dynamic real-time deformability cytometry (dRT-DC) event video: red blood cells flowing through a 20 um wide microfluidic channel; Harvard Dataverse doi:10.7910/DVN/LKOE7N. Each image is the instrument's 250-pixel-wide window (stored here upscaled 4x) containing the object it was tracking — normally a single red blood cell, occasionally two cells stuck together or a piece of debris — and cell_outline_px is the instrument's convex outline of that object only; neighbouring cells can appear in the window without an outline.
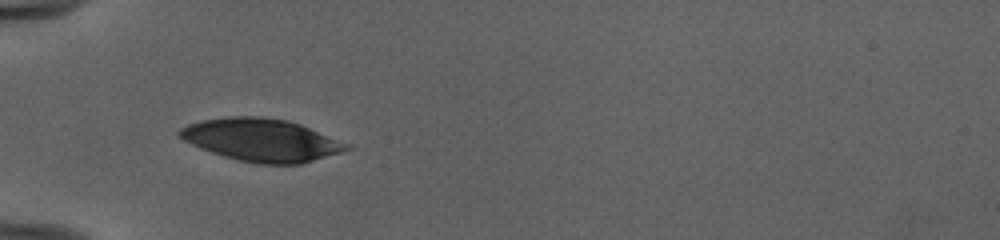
{"species": "human", "species_latin": "Homo sapiens", "temperature_condition": "cold", "stored_images_in_passage": 35, "camera_frame_rate_fps": 3000, "um_per_image_px": 0.085, "donor": {"sex": "female"}, "frame": {"image": 1, "passage_image": 1, "time_ms": 0.0, "image_size_px": [1000, 240], "cell_outline_px": [[352, 148], [340, 152], [300, 164], [260, 164], [240, 160], [224, 156], [200, 148], [176, 136], [176, 132], [180, 128], [188, 124], [204, 120], [228, 116], [260, 116], [288, 120], [300, 124], [352, 144]], "centroid_in_image_um": [22.23, 11.89], "position_along_channel_um": 62.8, "area_um2": 41.5}}
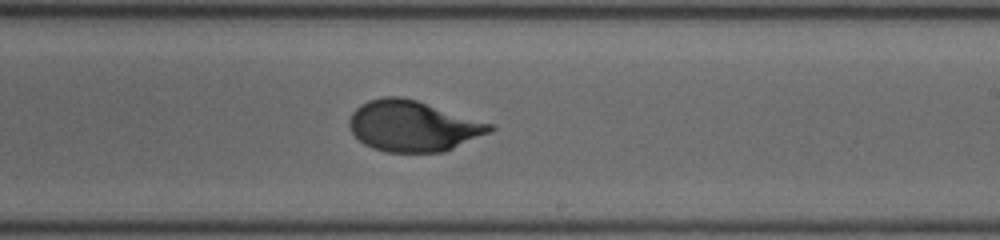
{"frame": {"image": 2, "passage_image": 16, "time_ms": 5.0, "image_size_px": [1000, 240], "cell_outline_px": [[496, 128], [492, 132], [444, 152], [388, 152], [372, 148], [364, 144], [352, 132], [348, 124], [348, 120], [352, 112], [360, 104], [368, 100], [384, 96], [400, 96], [416, 100], [496, 124]], "centroid_in_image_um": [35.14, 10.71], "position_along_channel_um": 253.9, "area_um2": 41.96}}
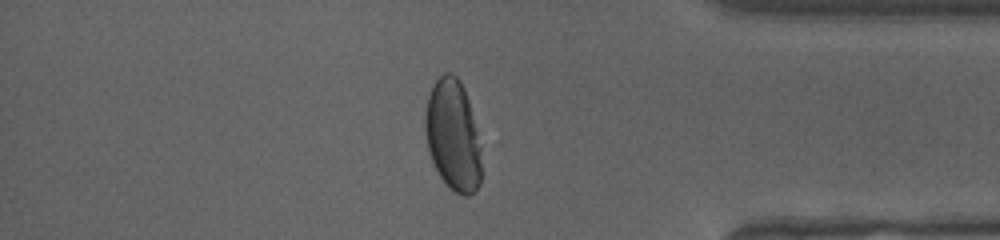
{"frame": {"image": 3, "passage_image": 28, "time_ms": 9.0, "image_size_px": [1000, 240], "cell_outline_px": [[480, 184], [468, 196], [464, 196], [456, 192], [440, 176], [432, 160], [428, 148], [424, 128], [424, 116], [428, 96], [436, 80], [444, 72], [452, 72], [460, 80], [464, 88], [468, 100], [480, 144]], "centroid_in_image_um": [38.48, 11.46], "position_along_channel_um": 396.7, "area_um2": 35.95}, "authors_computed_cell_mechanics": {"area_um2": 41.5004, "velocity_mm_per_s": 3.9829, "shape_relaxation_time_tau1_ms": 4.2422, "shape_relaxation_time_tau2_ms": 0.7564, "deformation_change_tau1": 0.1793, "deformation_change_tau2": 0.0526}}